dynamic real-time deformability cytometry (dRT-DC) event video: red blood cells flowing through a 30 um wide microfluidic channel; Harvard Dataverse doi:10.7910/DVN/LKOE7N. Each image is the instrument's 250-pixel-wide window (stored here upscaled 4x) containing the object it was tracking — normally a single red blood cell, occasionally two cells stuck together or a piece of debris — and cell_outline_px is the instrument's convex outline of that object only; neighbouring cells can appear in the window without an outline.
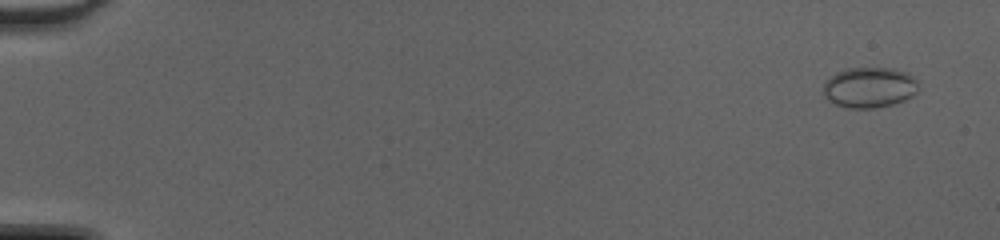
{"species": "common noctule bat (a hibernating species)", "species_latin": "Nyctalus noctula", "temperature_condition": "cold", "stored_images_in_passage": 49, "camera_frame_rate_fps": 3000, "um_per_image_px": 0.085, "animal": {"sex": "female", "body_mass_g": 20.0, "forearm_length_mm": 54.0}, "frame": {"image": 1, "passage_image": 3, "time_ms": 0.667, "image_size_px": [1000, 240], "cell_outline_px": [[916, 92], [912, 96], [904, 100], [892, 104], [872, 108], [848, 108], [836, 104], [824, 92], [824, 84], [836, 72], [848, 68], [892, 68], [908, 76], [916, 84]], "centroid_in_image_um": [73.86, 7.44], "position_along_channel_um": 11.1, "area_um2": 21.56}}
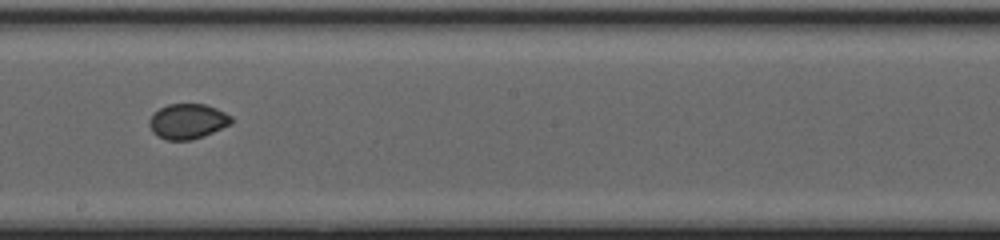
{"frame": {"image": 2, "passage_image": 30, "time_ms": 9.667, "image_size_px": [1000, 240], "cell_outline_px": [[232, 124], [204, 136], [192, 140], [168, 140], [152, 132], [148, 124], [152, 116], [160, 108], [168, 104], [204, 104], [216, 108], [232, 116]], "centroid_in_image_um": [15.98, 10.31], "position_along_channel_um": 232.2, "area_um2": 16.7}}
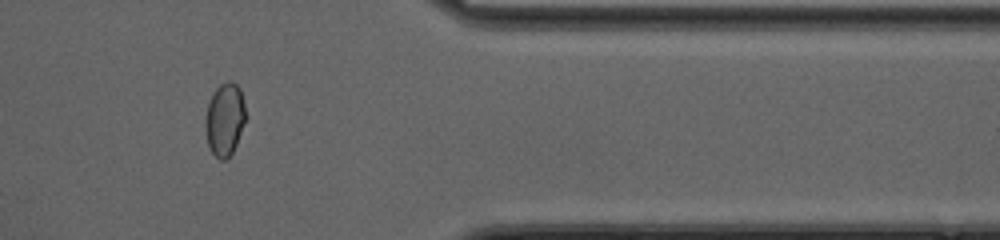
{"frame": {"image": 3, "passage_image": 42, "time_ms": 13.667, "image_size_px": [1000, 240], "cell_outline_px": [[244, 120], [236, 144], [232, 152], [224, 160], [220, 160], [212, 152], [208, 144], [204, 128], [208, 104], [216, 88], [220, 84], [228, 80], [232, 80], [240, 88], [244, 104]], "centroid_in_image_um": [19.08, 10.12], "position_along_channel_um": 392.3, "area_um2": 16.7}, "authors_computed_cell_mechanics": {"area_um2": 17.4556, "velocity_mm_per_s": 4.3448, "shape_relaxation_time_tau1_ms": null, "shape_relaxation_time_tau2_ms": 1.2547, "deformation_change_tau1": null, "deformation_change_tau2": 0.0242}}